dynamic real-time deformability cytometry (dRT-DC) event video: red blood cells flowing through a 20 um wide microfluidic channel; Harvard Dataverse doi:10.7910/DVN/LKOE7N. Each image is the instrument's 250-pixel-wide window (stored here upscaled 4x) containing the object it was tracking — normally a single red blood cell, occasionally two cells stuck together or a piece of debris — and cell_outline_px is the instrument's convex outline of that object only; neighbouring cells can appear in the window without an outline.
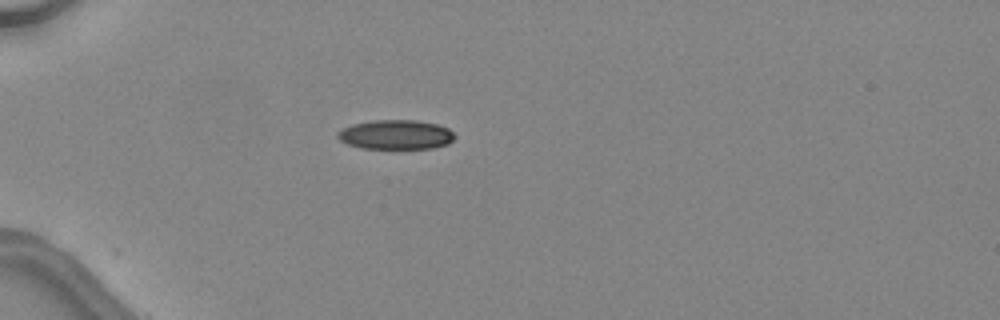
{"species": "common noctule bat (a hibernating species)", "species_latin": "Nyctalus noctula", "temperature_condition": "warm", "stored_images_in_passage": 7, "camera_frame_rate_fps": 3000, "um_per_image_px": 0.085, "animal": {"sex": "female", "body_mass_g": 24.6, "forearm_length_mm": 56.2}, "frame": {"image": 1, "passage_image": 1, "time_ms": 0.0, "image_size_px": [1000, 320], "cell_outline_px": [[456, 136], [448, 144], [432, 148], [360, 148], [348, 144], [340, 140], [336, 136], [336, 132], [352, 124], [372, 120], [416, 120], [436, 124], [448, 128]], "centroid_in_image_um": [33.63, 11.44], "position_along_channel_um": 51.4, "area_um2": 20.06}}